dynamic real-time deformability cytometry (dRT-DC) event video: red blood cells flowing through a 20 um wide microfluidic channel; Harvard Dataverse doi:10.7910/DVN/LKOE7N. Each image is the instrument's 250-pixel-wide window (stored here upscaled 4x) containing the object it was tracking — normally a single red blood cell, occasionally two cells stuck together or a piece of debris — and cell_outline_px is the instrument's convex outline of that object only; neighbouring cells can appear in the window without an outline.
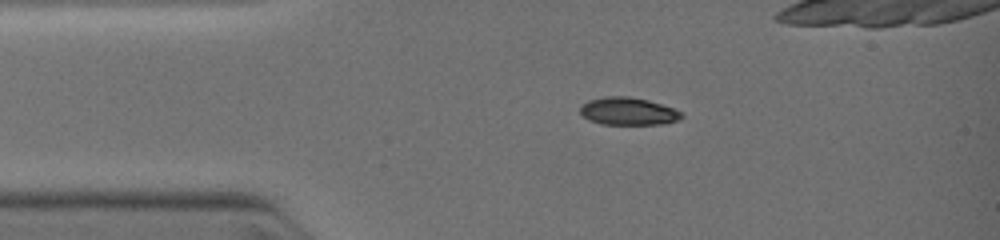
{"species": "common noctule bat (a hibernating species)", "species_latin": "Nyctalus noctula", "temperature_condition": "warm", "stored_images_in_passage": 13, "segment_of_instrument_passage": [1, 2], "camera_frame_rate_fps": 3000, "um_per_image_px": 0.085, "animal": {"sex": "female", "body_mass_g": 19.0, "forearm_length_mm": 51.5}, "frame": {"image": 1, "passage_image": 5, "time_ms": 2.0, "image_size_px": [1000, 240], "cell_outline_px": [[684, 116], [680, 120], [660, 124], [600, 124], [588, 120], [580, 112], [580, 108], [588, 100], [604, 96], [628, 96], [648, 100], [672, 108], [680, 112]], "centroid_in_image_um": [53.38, 9.46], "position_along_channel_um": 31.6, "area_um2": 16.24}}
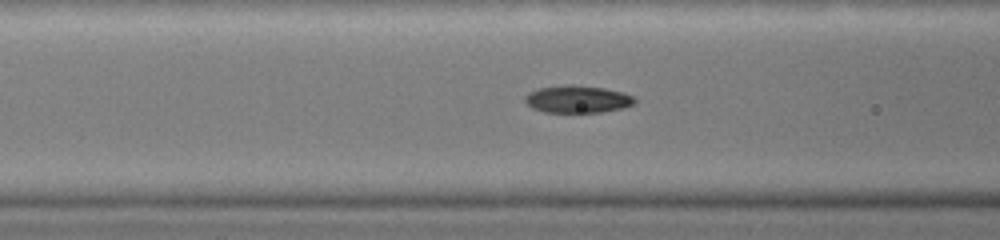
{"frame": {"image": 2, "passage_image": 10, "time_ms": 4.333, "image_size_px": [1000, 240], "cell_outline_px": [[636, 100], [632, 104], [624, 108], [600, 112], [544, 112], [532, 108], [524, 100], [524, 96], [528, 92], [540, 88], [564, 84], [572, 84], [604, 88], [620, 92], [632, 96]], "centroid_in_image_um": [49.04, 8.42], "position_along_channel_um": 117.6, "area_um2": 17.46}}
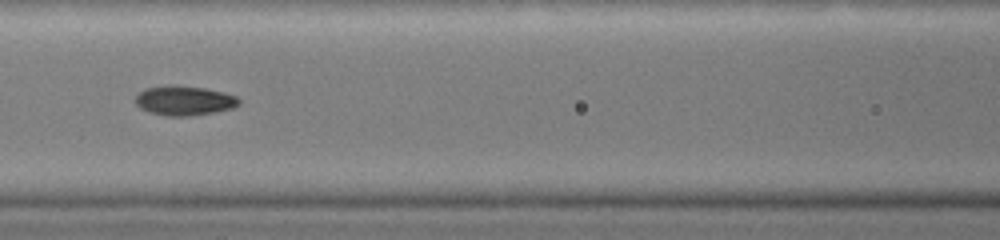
{"frame": {"image": 3, "passage_image": 11, "time_ms": 5.0, "image_size_px": [1000, 240], "cell_outline_px": [[240, 104], [232, 108], [216, 112], [188, 116], [168, 116], [148, 112], [140, 108], [136, 104], [136, 96], [144, 88], [168, 84], [176, 84], [204, 88], [224, 92], [236, 96], [240, 100]], "centroid_in_image_um": [15.65, 8.54], "position_along_channel_um": 150.9, "area_um2": 18.09}}